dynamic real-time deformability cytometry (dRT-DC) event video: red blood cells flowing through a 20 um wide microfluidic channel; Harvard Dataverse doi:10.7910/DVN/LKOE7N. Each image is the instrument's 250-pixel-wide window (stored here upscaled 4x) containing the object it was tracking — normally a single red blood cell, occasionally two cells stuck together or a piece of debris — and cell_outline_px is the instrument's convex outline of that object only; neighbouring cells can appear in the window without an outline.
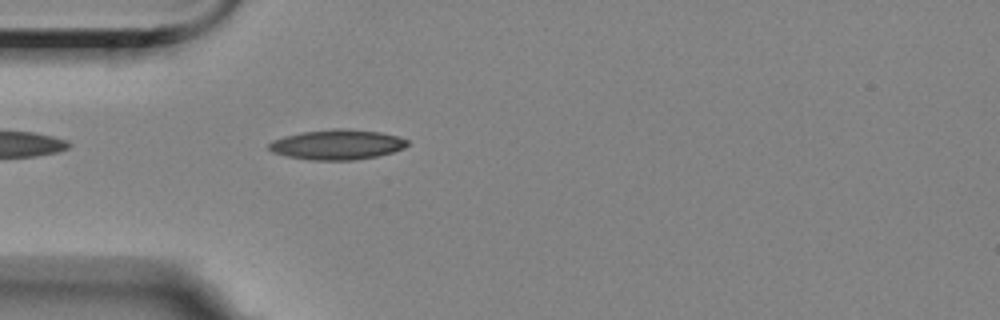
{"species": "Egyptian fruit bat (a non-hibernating species)", "species_latin": "Rousettus aegyptiacus", "temperature_condition": "room temperature", "stored_images_in_passage": 6, "camera_frame_rate_fps": 3000, "um_per_image_px": 0.085, "animal": {"sex": "female"}, "frame": {"image": 1, "passage_image": 5, "time_ms": 4.667, "image_size_px": [1000, 320], "cell_outline_px": [[408, 144], [404, 148], [392, 152], [376, 156], [352, 160], [308, 160], [288, 156], [272, 152], [268, 148], [268, 144], [272, 140], [284, 136], [300, 132], [332, 128], [344, 128], [380, 132], [396, 136], [408, 140]], "centroid_in_image_um": [28.62, 12.28], "position_along_channel_um": 56.4, "area_um2": 24.28}}